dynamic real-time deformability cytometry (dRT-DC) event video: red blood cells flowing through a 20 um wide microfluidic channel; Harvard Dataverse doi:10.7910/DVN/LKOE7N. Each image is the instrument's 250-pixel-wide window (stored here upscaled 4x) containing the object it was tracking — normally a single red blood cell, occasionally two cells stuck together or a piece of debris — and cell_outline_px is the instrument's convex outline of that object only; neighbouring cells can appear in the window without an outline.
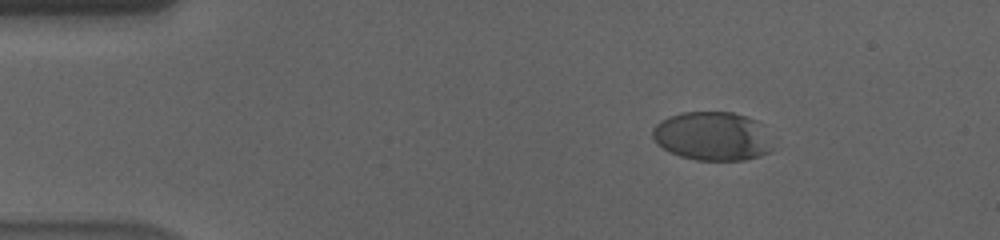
{"species": "human", "species_latin": "Homo sapiens", "temperature_condition": "cold", "stored_images_in_passage": 57, "camera_frame_rate_fps": 3000, "um_per_image_px": 0.085, "donor": {"sex": "male"}, "frame": {"image": 1, "passage_image": 8, "time_ms": 2.333, "image_size_px": [1000, 240], "cell_outline_px": [[772, 148], [768, 152], [760, 156], [744, 160], [696, 160], [680, 156], [668, 152], [656, 144], [652, 136], [652, 128], [660, 120], [668, 116], [684, 112], [732, 112], [748, 116], [756, 120]], "centroid_in_image_um": [60.46, 11.58], "position_along_channel_um": 24.5, "area_um2": 33.99}}
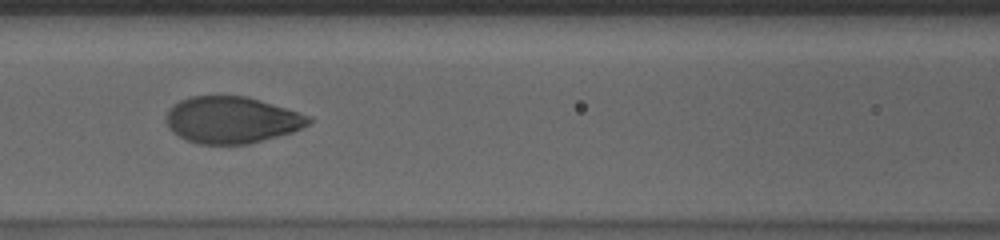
{"frame": {"image": 2, "passage_image": 25, "time_ms": 8.0, "image_size_px": [1000, 240], "cell_outline_px": [[312, 120], [308, 124], [292, 132], [248, 144], [196, 144], [172, 132], [168, 128], [164, 120], [164, 116], [180, 100], [192, 96], [248, 96], [312, 116]], "centroid_in_image_um": [19.69, 10.19], "position_along_channel_um": 146.9, "area_um2": 38.73}}
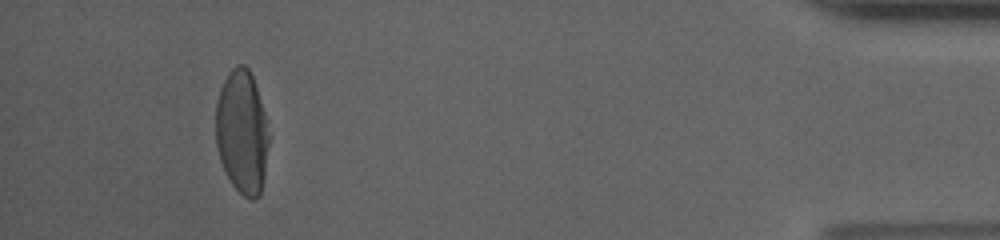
{"frame": {"image": 3, "passage_image": 53, "time_ms": 17.333, "image_size_px": [1000, 240], "cell_outline_px": [[268, 144], [264, 176], [260, 196], [256, 200], [252, 200], [244, 196], [232, 184], [220, 160], [216, 144], [216, 100], [220, 88], [228, 72], [236, 64], [244, 64], [248, 68], [252, 76], [264, 112], [268, 136]], "centroid_in_image_um": [20.55, 11.22], "position_along_channel_um": 414.6, "area_um2": 38.03}, "authors_computed_cell_mechanics": {"area_um2": 39.304, "velocity_mm_per_s": 3.5515, "shape_relaxation_time_tau1_ms": 4.4206, "shape_relaxation_time_tau2_ms": null, "deformation_change_tau1": 0.1889, "deformation_change_tau2": null}}